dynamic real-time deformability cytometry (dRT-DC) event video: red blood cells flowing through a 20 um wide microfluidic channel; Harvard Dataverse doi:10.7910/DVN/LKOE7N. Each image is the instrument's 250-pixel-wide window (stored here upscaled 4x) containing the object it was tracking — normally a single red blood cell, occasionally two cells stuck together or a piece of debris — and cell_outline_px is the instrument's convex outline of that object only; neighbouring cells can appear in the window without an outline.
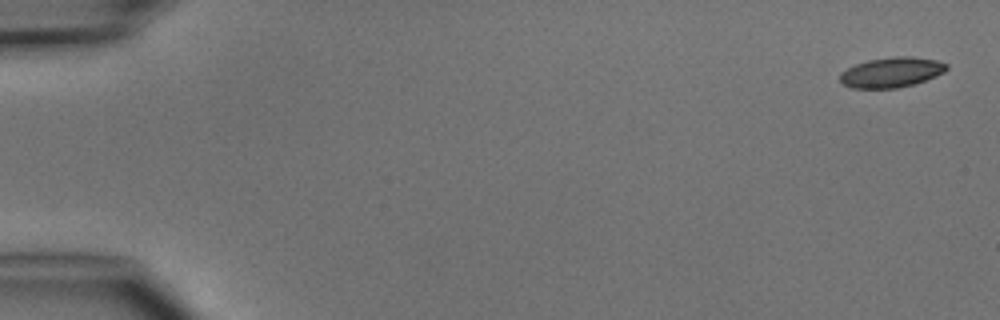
{"species": "common noctule bat (a hibernating species)", "species_latin": "Nyctalus noctula", "temperature_condition": "cold", "stored_images_in_passage": 5, "segment_of_instrument_passage": [1, 2], "camera_frame_rate_fps": 3000, "um_per_image_px": 0.085, "animal": {"sex": "male", "body_mass_g": 15.6}, "frame": {"image": 1, "passage_image": 1, "time_ms": 0.0, "image_size_px": [1000, 320], "cell_outline_px": [[948, 68], [944, 72], [936, 76], [912, 84], [896, 88], [852, 88], [844, 84], [840, 80], [840, 72], [856, 64], [868, 60], [892, 56], [912, 56], [936, 60], [948, 64]], "centroid_in_image_um": [75.78, 6.13], "position_along_channel_um": 9.2, "area_um2": 18.61}}